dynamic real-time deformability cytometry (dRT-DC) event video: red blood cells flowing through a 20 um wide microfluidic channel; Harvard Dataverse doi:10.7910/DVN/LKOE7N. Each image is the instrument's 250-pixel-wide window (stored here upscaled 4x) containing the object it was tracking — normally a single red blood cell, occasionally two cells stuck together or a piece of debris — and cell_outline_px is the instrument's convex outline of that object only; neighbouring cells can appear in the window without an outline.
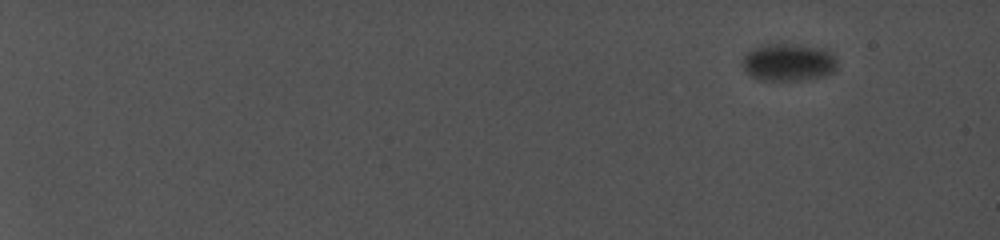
{"species": "common noctule bat (a hibernating species)", "species_latin": "Nyctalus noctula", "temperature_condition": "cold", "stored_images_in_passage": 25, "camera_frame_rate_fps": 5000, "um_per_image_px": 0.085, "animal": {"sex": "female", "body_mass_g": 19.0, "forearm_length_mm": 56.7}, "frame": {"image": 1, "passage_image": 5, "time_ms": 2.6, "image_size_px": [1000, 240], "cell_outline_px": [[836, 68], [832, 72], [824, 76], [800, 80], [760, 80], [752, 76], [744, 68], [740, 60], [752, 48], [760, 44], [792, 44], [820, 48], [828, 52], [836, 60]], "centroid_in_image_um": [66.96, 5.29], "position_along_channel_um": 18.0, "area_um2": 20.52}}
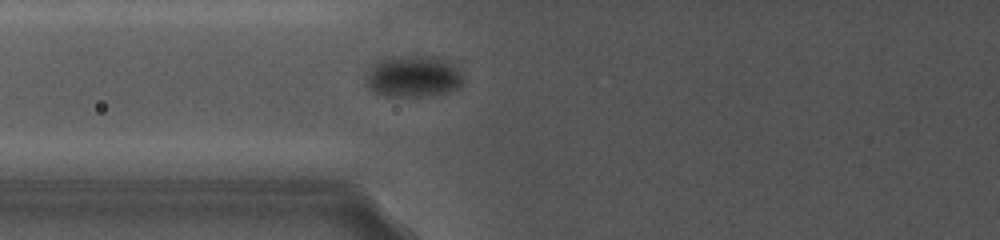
{"frame": {"image": 2, "passage_image": 18, "time_ms": 12.0, "image_size_px": [1000, 240], "cell_outline_px": [[460, 84], [456, 88], [448, 92], [424, 96], [384, 96], [372, 92], [364, 84], [364, 76], [368, 64], [376, 60], [388, 56], [448, 56], [452, 60], [460, 72]], "centroid_in_image_um": [35.02, 6.45], "position_along_channel_um": 90.8, "area_um2": 24.57}}
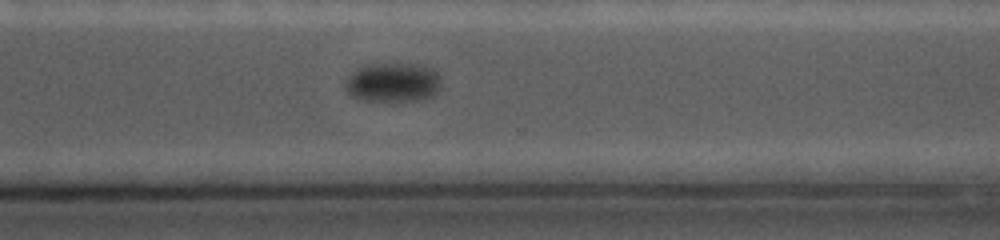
{"frame": {"image": 3, "passage_image": 25, "time_ms": 19.2, "image_size_px": [1000, 240], "cell_outline_px": [[440, 92], [436, 96], [424, 100], [364, 100], [352, 96], [348, 92], [348, 76], [356, 68], [368, 64], [416, 64], [432, 68], [440, 76]], "centroid_in_image_um": [33.48, 7.0], "position_along_channel_um": 337.1, "area_um2": 21.91}}